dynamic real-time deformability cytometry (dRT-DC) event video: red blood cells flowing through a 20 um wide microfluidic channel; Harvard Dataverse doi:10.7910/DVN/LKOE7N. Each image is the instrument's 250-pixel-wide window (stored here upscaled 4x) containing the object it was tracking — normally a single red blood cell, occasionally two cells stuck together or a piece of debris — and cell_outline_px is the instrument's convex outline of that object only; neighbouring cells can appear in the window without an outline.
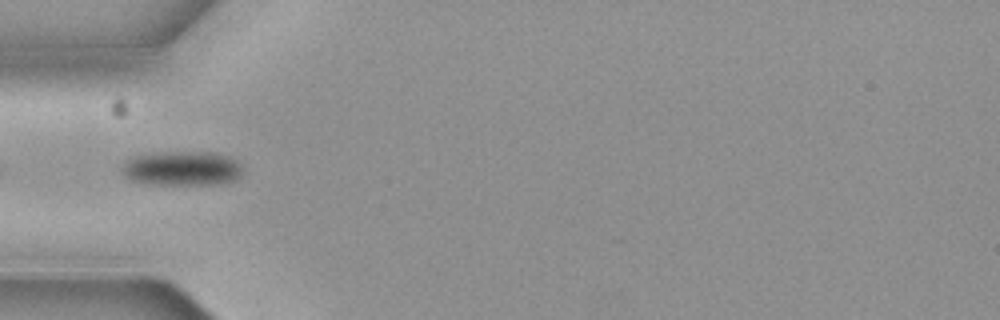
{"species": "common noctule bat (a hibernating species)", "species_latin": "Nyctalus noctula", "temperature_condition": "cold", "stored_images_in_passage": 4, "camera_frame_rate_fps": 3000, "um_per_image_px": 0.085, "animal": {"sex": "female", "body_mass_g": 19.3, "forearm_length_mm": 54.1}, "frame": {"image": 1, "passage_image": 2, "time_ms": 0.333, "image_size_px": [1000, 320], "cell_outline_px": [[244, 168], [240, 176], [236, 180], [220, 184], [148, 184], [132, 180], [124, 176], [120, 168], [124, 160], [132, 156], [168, 152], [212, 152], [228, 156], [236, 160]], "centroid_in_image_um": [15.47, 14.31], "position_along_channel_um": 69.5, "area_um2": 24.51}}
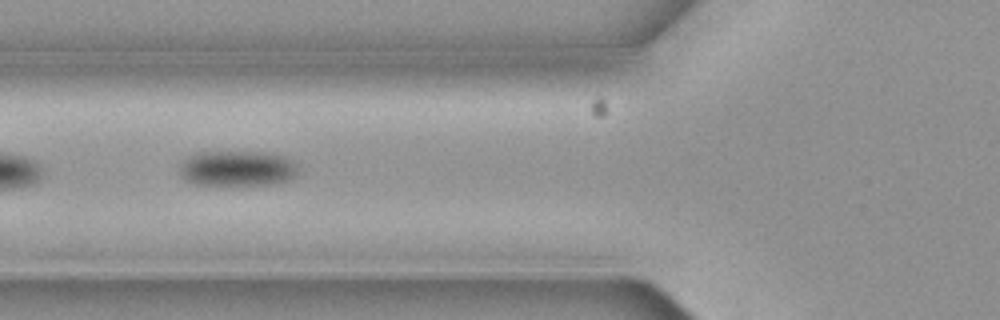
{"frame": {"image": 2, "passage_image": 3, "time_ms": 0.667, "image_size_px": [1000, 320], "cell_outline_px": [[296, 176], [288, 180], [276, 184], [192, 184], [180, 176], [180, 164], [188, 156], [196, 152], [272, 152], [284, 156], [292, 160], [296, 164]], "centroid_in_image_um": [20.17, 14.3], "position_along_channel_um": 105.6, "area_um2": 24.57}}
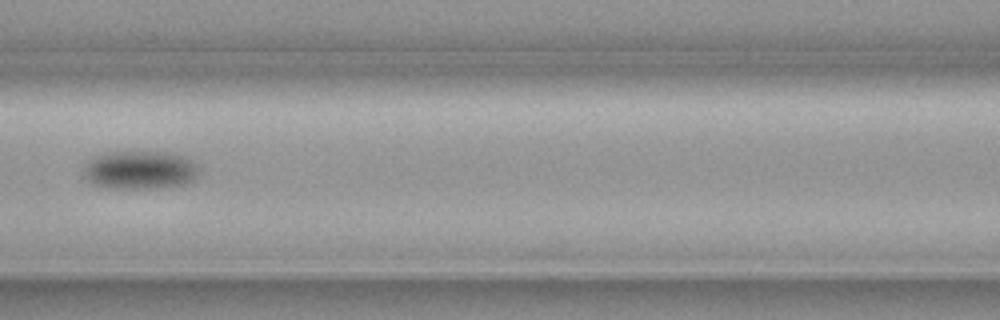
{"frame": {"image": 3, "passage_image": 4, "time_ms": 1.0, "image_size_px": [1000, 320], "cell_outline_px": [[200, 172], [192, 180], [184, 184], [152, 188], [108, 188], [92, 184], [84, 176], [84, 168], [88, 160], [96, 156], [108, 152], [168, 152], [184, 156], [192, 160], [200, 168]], "centroid_in_image_um": [11.9, 14.44], "position_along_channel_um": 154.7, "area_um2": 25.84}}